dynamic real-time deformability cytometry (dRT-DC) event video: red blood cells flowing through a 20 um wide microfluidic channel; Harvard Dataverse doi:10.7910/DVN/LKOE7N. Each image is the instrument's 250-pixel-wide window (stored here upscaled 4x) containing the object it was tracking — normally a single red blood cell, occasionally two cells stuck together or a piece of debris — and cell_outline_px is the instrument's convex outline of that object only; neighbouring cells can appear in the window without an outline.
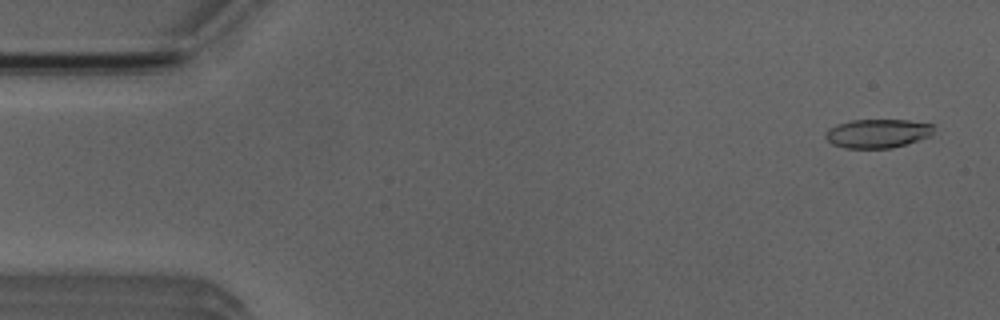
{"species": "Egyptian fruit bat (a non-hibernating species)", "species_latin": "Rousettus aegyptiacus", "temperature_condition": "room temperature", "stored_images_in_passage": 48, "camera_frame_rate_fps": 3000, "um_per_image_px": 0.085, "animal": {"sex": "male"}, "frame": {"image": 1, "passage_image": 3, "time_ms": 0.667, "image_size_px": [1000, 320], "cell_outline_px": [[932, 136], [892, 148], [844, 148], [832, 144], [824, 136], [824, 132], [828, 128], [852, 120], [908, 120], [932, 124]], "centroid_in_image_um": [74.58, 11.35], "position_along_channel_um": 10.4, "area_um2": 18.15}}
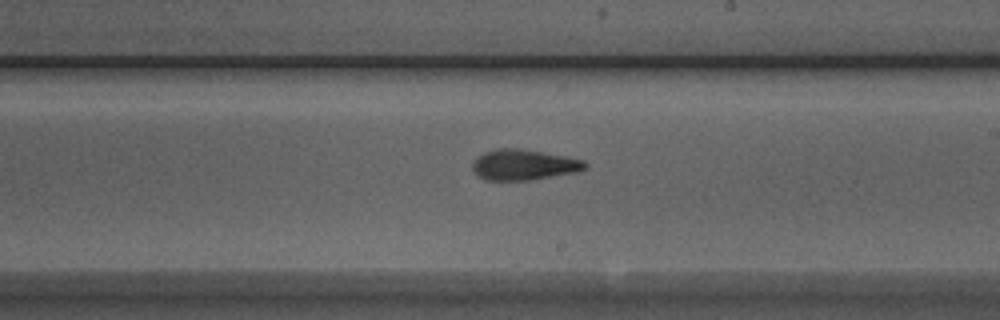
{"frame": {"image": 2, "passage_image": 30, "time_ms": 9.667, "image_size_px": [1000, 320], "cell_outline_px": [[588, 164], [580, 172], [528, 180], [484, 180], [472, 168], [472, 164], [476, 156], [484, 152], [496, 148], [516, 148], [564, 156], [584, 160]], "centroid_in_image_um": [44.51, 14.0], "position_along_channel_um": 244.5, "area_um2": 20.0}}
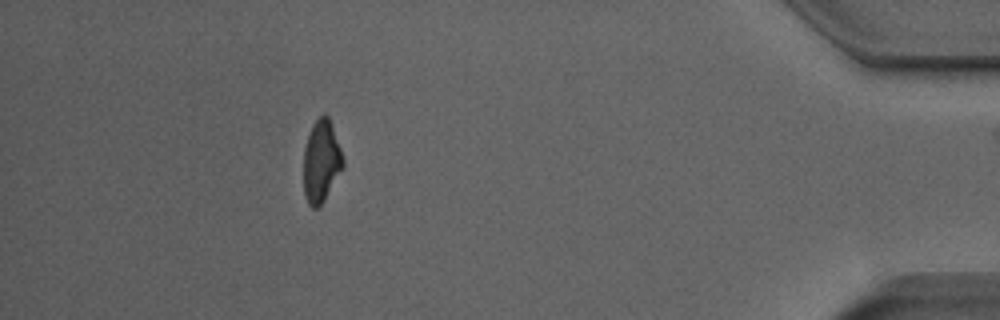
{"frame": {"image": 3, "passage_image": 47, "time_ms": 15.333, "image_size_px": [1000, 320], "cell_outline_px": [[344, 164], [320, 208], [312, 208], [308, 204], [304, 192], [304, 148], [312, 124], [324, 112], [328, 116], [332, 124], [344, 160]], "centroid_in_image_um": [27.3, 13.71], "position_along_channel_um": 407.9, "area_um2": 18.79}, "authors_computed_cell_mechanics": {"area_um2": 19.5942, "velocity_mm_per_s": 3.937, "shape_relaxation_time_tau1_ms": 4.7263, "shape_relaxation_time_tau2_ms": 4.3601, "deformation_change_tau1": 0.1856, "deformation_change_tau2": 0.0932}}